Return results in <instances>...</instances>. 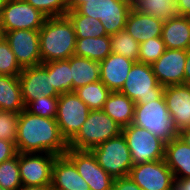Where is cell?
I'll return each instance as SVG.
<instances>
[{
	"label": "cell",
	"mask_w": 190,
	"mask_h": 190,
	"mask_svg": "<svg viewBox=\"0 0 190 190\" xmlns=\"http://www.w3.org/2000/svg\"><path fill=\"white\" fill-rule=\"evenodd\" d=\"M16 148L19 153L64 155L69 149L55 118H43L22 110L19 114Z\"/></svg>",
	"instance_id": "cell-1"
},
{
	"label": "cell",
	"mask_w": 190,
	"mask_h": 190,
	"mask_svg": "<svg viewBox=\"0 0 190 190\" xmlns=\"http://www.w3.org/2000/svg\"><path fill=\"white\" fill-rule=\"evenodd\" d=\"M42 63L67 60L74 55L76 34L67 16L47 18L39 30Z\"/></svg>",
	"instance_id": "cell-2"
},
{
	"label": "cell",
	"mask_w": 190,
	"mask_h": 190,
	"mask_svg": "<svg viewBox=\"0 0 190 190\" xmlns=\"http://www.w3.org/2000/svg\"><path fill=\"white\" fill-rule=\"evenodd\" d=\"M121 133L122 127L103 110H90L86 121L68 142V146L74 150H91Z\"/></svg>",
	"instance_id": "cell-3"
},
{
	"label": "cell",
	"mask_w": 190,
	"mask_h": 190,
	"mask_svg": "<svg viewBox=\"0 0 190 190\" xmlns=\"http://www.w3.org/2000/svg\"><path fill=\"white\" fill-rule=\"evenodd\" d=\"M132 124L147 129L165 143L177 136L163 96L149 103H135Z\"/></svg>",
	"instance_id": "cell-4"
},
{
	"label": "cell",
	"mask_w": 190,
	"mask_h": 190,
	"mask_svg": "<svg viewBox=\"0 0 190 190\" xmlns=\"http://www.w3.org/2000/svg\"><path fill=\"white\" fill-rule=\"evenodd\" d=\"M121 93L134 103H149L159 100L164 94V86L160 85L149 64L134 62Z\"/></svg>",
	"instance_id": "cell-5"
},
{
	"label": "cell",
	"mask_w": 190,
	"mask_h": 190,
	"mask_svg": "<svg viewBox=\"0 0 190 190\" xmlns=\"http://www.w3.org/2000/svg\"><path fill=\"white\" fill-rule=\"evenodd\" d=\"M98 164L113 179L129 176L133 166L131 152L123 134L109 139L90 150Z\"/></svg>",
	"instance_id": "cell-6"
},
{
	"label": "cell",
	"mask_w": 190,
	"mask_h": 190,
	"mask_svg": "<svg viewBox=\"0 0 190 190\" xmlns=\"http://www.w3.org/2000/svg\"><path fill=\"white\" fill-rule=\"evenodd\" d=\"M131 152L133 165L163 160L165 157V142L147 129L130 124L122 128Z\"/></svg>",
	"instance_id": "cell-7"
},
{
	"label": "cell",
	"mask_w": 190,
	"mask_h": 190,
	"mask_svg": "<svg viewBox=\"0 0 190 190\" xmlns=\"http://www.w3.org/2000/svg\"><path fill=\"white\" fill-rule=\"evenodd\" d=\"M131 7L119 0H84L75 10L100 20L108 35L125 29Z\"/></svg>",
	"instance_id": "cell-8"
},
{
	"label": "cell",
	"mask_w": 190,
	"mask_h": 190,
	"mask_svg": "<svg viewBox=\"0 0 190 190\" xmlns=\"http://www.w3.org/2000/svg\"><path fill=\"white\" fill-rule=\"evenodd\" d=\"M47 17L25 0H8L0 14V33L40 30Z\"/></svg>",
	"instance_id": "cell-9"
},
{
	"label": "cell",
	"mask_w": 190,
	"mask_h": 190,
	"mask_svg": "<svg viewBox=\"0 0 190 190\" xmlns=\"http://www.w3.org/2000/svg\"><path fill=\"white\" fill-rule=\"evenodd\" d=\"M89 112L88 106L75 92H67L58 96V108L55 119L62 136L67 142L78 133Z\"/></svg>",
	"instance_id": "cell-10"
},
{
	"label": "cell",
	"mask_w": 190,
	"mask_h": 190,
	"mask_svg": "<svg viewBox=\"0 0 190 190\" xmlns=\"http://www.w3.org/2000/svg\"><path fill=\"white\" fill-rule=\"evenodd\" d=\"M55 158L56 155L51 153L18 152V166L22 185L50 187Z\"/></svg>",
	"instance_id": "cell-11"
},
{
	"label": "cell",
	"mask_w": 190,
	"mask_h": 190,
	"mask_svg": "<svg viewBox=\"0 0 190 190\" xmlns=\"http://www.w3.org/2000/svg\"><path fill=\"white\" fill-rule=\"evenodd\" d=\"M129 177L142 190H172L176 182L164 159L133 165Z\"/></svg>",
	"instance_id": "cell-12"
},
{
	"label": "cell",
	"mask_w": 190,
	"mask_h": 190,
	"mask_svg": "<svg viewBox=\"0 0 190 190\" xmlns=\"http://www.w3.org/2000/svg\"><path fill=\"white\" fill-rule=\"evenodd\" d=\"M65 155L74 163L90 190H112L114 179L98 164L90 150L69 148Z\"/></svg>",
	"instance_id": "cell-13"
},
{
	"label": "cell",
	"mask_w": 190,
	"mask_h": 190,
	"mask_svg": "<svg viewBox=\"0 0 190 190\" xmlns=\"http://www.w3.org/2000/svg\"><path fill=\"white\" fill-rule=\"evenodd\" d=\"M8 42L22 68L42 64L39 45V30H13L0 33Z\"/></svg>",
	"instance_id": "cell-14"
},
{
	"label": "cell",
	"mask_w": 190,
	"mask_h": 190,
	"mask_svg": "<svg viewBox=\"0 0 190 190\" xmlns=\"http://www.w3.org/2000/svg\"><path fill=\"white\" fill-rule=\"evenodd\" d=\"M18 77L25 106L39 96H59L52 85L48 69L43 64L23 68Z\"/></svg>",
	"instance_id": "cell-15"
},
{
	"label": "cell",
	"mask_w": 190,
	"mask_h": 190,
	"mask_svg": "<svg viewBox=\"0 0 190 190\" xmlns=\"http://www.w3.org/2000/svg\"><path fill=\"white\" fill-rule=\"evenodd\" d=\"M187 51L181 49H166L165 52L151 64L153 73L162 86L184 84V66Z\"/></svg>",
	"instance_id": "cell-16"
},
{
	"label": "cell",
	"mask_w": 190,
	"mask_h": 190,
	"mask_svg": "<svg viewBox=\"0 0 190 190\" xmlns=\"http://www.w3.org/2000/svg\"><path fill=\"white\" fill-rule=\"evenodd\" d=\"M163 97L177 133L189 128L190 85L178 84L165 86Z\"/></svg>",
	"instance_id": "cell-17"
},
{
	"label": "cell",
	"mask_w": 190,
	"mask_h": 190,
	"mask_svg": "<svg viewBox=\"0 0 190 190\" xmlns=\"http://www.w3.org/2000/svg\"><path fill=\"white\" fill-rule=\"evenodd\" d=\"M51 190H90L74 163L64 154L56 156L52 166Z\"/></svg>",
	"instance_id": "cell-18"
},
{
	"label": "cell",
	"mask_w": 190,
	"mask_h": 190,
	"mask_svg": "<svg viewBox=\"0 0 190 190\" xmlns=\"http://www.w3.org/2000/svg\"><path fill=\"white\" fill-rule=\"evenodd\" d=\"M133 64V60L112 52L100 62V81L111 92L121 91Z\"/></svg>",
	"instance_id": "cell-19"
},
{
	"label": "cell",
	"mask_w": 190,
	"mask_h": 190,
	"mask_svg": "<svg viewBox=\"0 0 190 190\" xmlns=\"http://www.w3.org/2000/svg\"><path fill=\"white\" fill-rule=\"evenodd\" d=\"M164 21L132 8L125 29L137 41L143 43L150 38L161 37Z\"/></svg>",
	"instance_id": "cell-20"
},
{
	"label": "cell",
	"mask_w": 190,
	"mask_h": 190,
	"mask_svg": "<svg viewBox=\"0 0 190 190\" xmlns=\"http://www.w3.org/2000/svg\"><path fill=\"white\" fill-rule=\"evenodd\" d=\"M164 160L176 182L190 178V146L178 136L165 144Z\"/></svg>",
	"instance_id": "cell-21"
},
{
	"label": "cell",
	"mask_w": 190,
	"mask_h": 190,
	"mask_svg": "<svg viewBox=\"0 0 190 190\" xmlns=\"http://www.w3.org/2000/svg\"><path fill=\"white\" fill-rule=\"evenodd\" d=\"M161 38L166 49H190V21L187 16H175L164 21Z\"/></svg>",
	"instance_id": "cell-22"
},
{
	"label": "cell",
	"mask_w": 190,
	"mask_h": 190,
	"mask_svg": "<svg viewBox=\"0 0 190 190\" xmlns=\"http://www.w3.org/2000/svg\"><path fill=\"white\" fill-rule=\"evenodd\" d=\"M102 110L123 128L133 123L135 103L120 91L111 92Z\"/></svg>",
	"instance_id": "cell-23"
},
{
	"label": "cell",
	"mask_w": 190,
	"mask_h": 190,
	"mask_svg": "<svg viewBox=\"0 0 190 190\" xmlns=\"http://www.w3.org/2000/svg\"><path fill=\"white\" fill-rule=\"evenodd\" d=\"M0 109L15 113L25 109L18 76L0 75Z\"/></svg>",
	"instance_id": "cell-24"
},
{
	"label": "cell",
	"mask_w": 190,
	"mask_h": 190,
	"mask_svg": "<svg viewBox=\"0 0 190 190\" xmlns=\"http://www.w3.org/2000/svg\"><path fill=\"white\" fill-rule=\"evenodd\" d=\"M70 68L73 92L100 80V62L73 55L70 57Z\"/></svg>",
	"instance_id": "cell-25"
},
{
	"label": "cell",
	"mask_w": 190,
	"mask_h": 190,
	"mask_svg": "<svg viewBox=\"0 0 190 190\" xmlns=\"http://www.w3.org/2000/svg\"><path fill=\"white\" fill-rule=\"evenodd\" d=\"M112 53L110 35L76 38L74 55L101 62Z\"/></svg>",
	"instance_id": "cell-26"
},
{
	"label": "cell",
	"mask_w": 190,
	"mask_h": 190,
	"mask_svg": "<svg viewBox=\"0 0 190 190\" xmlns=\"http://www.w3.org/2000/svg\"><path fill=\"white\" fill-rule=\"evenodd\" d=\"M66 16L73 24L76 38L101 37L108 35L100 20L68 10Z\"/></svg>",
	"instance_id": "cell-27"
},
{
	"label": "cell",
	"mask_w": 190,
	"mask_h": 190,
	"mask_svg": "<svg viewBox=\"0 0 190 190\" xmlns=\"http://www.w3.org/2000/svg\"><path fill=\"white\" fill-rule=\"evenodd\" d=\"M42 64L48 69L52 85L59 95L67 92H73L70 58L67 60H59Z\"/></svg>",
	"instance_id": "cell-28"
},
{
	"label": "cell",
	"mask_w": 190,
	"mask_h": 190,
	"mask_svg": "<svg viewBox=\"0 0 190 190\" xmlns=\"http://www.w3.org/2000/svg\"><path fill=\"white\" fill-rule=\"evenodd\" d=\"M90 110H102L111 91L99 80L74 91Z\"/></svg>",
	"instance_id": "cell-29"
},
{
	"label": "cell",
	"mask_w": 190,
	"mask_h": 190,
	"mask_svg": "<svg viewBox=\"0 0 190 190\" xmlns=\"http://www.w3.org/2000/svg\"><path fill=\"white\" fill-rule=\"evenodd\" d=\"M136 8L162 21L177 16L175 0H136Z\"/></svg>",
	"instance_id": "cell-30"
},
{
	"label": "cell",
	"mask_w": 190,
	"mask_h": 190,
	"mask_svg": "<svg viewBox=\"0 0 190 190\" xmlns=\"http://www.w3.org/2000/svg\"><path fill=\"white\" fill-rule=\"evenodd\" d=\"M112 52L122 55L127 59L138 61L139 42H137L126 29L110 35Z\"/></svg>",
	"instance_id": "cell-31"
},
{
	"label": "cell",
	"mask_w": 190,
	"mask_h": 190,
	"mask_svg": "<svg viewBox=\"0 0 190 190\" xmlns=\"http://www.w3.org/2000/svg\"><path fill=\"white\" fill-rule=\"evenodd\" d=\"M21 186L17 154L0 164V187L5 190H18Z\"/></svg>",
	"instance_id": "cell-32"
},
{
	"label": "cell",
	"mask_w": 190,
	"mask_h": 190,
	"mask_svg": "<svg viewBox=\"0 0 190 190\" xmlns=\"http://www.w3.org/2000/svg\"><path fill=\"white\" fill-rule=\"evenodd\" d=\"M22 70L8 42L0 35V75L19 76Z\"/></svg>",
	"instance_id": "cell-33"
},
{
	"label": "cell",
	"mask_w": 190,
	"mask_h": 190,
	"mask_svg": "<svg viewBox=\"0 0 190 190\" xmlns=\"http://www.w3.org/2000/svg\"><path fill=\"white\" fill-rule=\"evenodd\" d=\"M57 108L58 96H39L25 106V110L43 118H56Z\"/></svg>",
	"instance_id": "cell-34"
},
{
	"label": "cell",
	"mask_w": 190,
	"mask_h": 190,
	"mask_svg": "<svg viewBox=\"0 0 190 190\" xmlns=\"http://www.w3.org/2000/svg\"><path fill=\"white\" fill-rule=\"evenodd\" d=\"M166 50L165 43L161 37L150 38L140 43L138 62L153 64Z\"/></svg>",
	"instance_id": "cell-35"
},
{
	"label": "cell",
	"mask_w": 190,
	"mask_h": 190,
	"mask_svg": "<svg viewBox=\"0 0 190 190\" xmlns=\"http://www.w3.org/2000/svg\"><path fill=\"white\" fill-rule=\"evenodd\" d=\"M47 18L66 16L69 10L67 0H25Z\"/></svg>",
	"instance_id": "cell-36"
},
{
	"label": "cell",
	"mask_w": 190,
	"mask_h": 190,
	"mask_svg": "<svg viewBox=\"0 0 190 190\" xmlns=\"http://www.w3.org/2000/svg\"><path fill=\"white\" fill-rule=\"evenodd\" d=\"M19 114L0 109V139L16 145Z\"/></svg>",
	"instance_id": "cell-37"
},
{
	"label": "cell",
	"mask_w": 190,
	"mask_h": 190,
	"mask_svg": "<svg viewBox=\"0 0 190 190\" xmlns=\"http://www.w3.org/2000/svg\"><path fill=\"white\" fill-rule=\"evenodd\" d=\"M17 154L18 151L14 143L0 139V164Z\"/></svg>",
	"instance_id": "cell-38"
},
{
	"label": "cell",
	"mask_w": 190,
	"mask_h": 190,
	"mask_svg": "<svg viewBox=\"0 0 190 190\" xmlns=\"http://www.w3.org/2000/svg\"><path fill=\"white\" fill-rule=\"evenodd\" d=\"M112 190H142L129 176L114 179Z\"/></svg>",
	"instance_id": "cell-39"
},
{
	"label": "cell",
	"mask_w": 190,
	"mask_h": 190,
	"mask_svg": "<svg viewBox=\"0 0 190 190\" xmlns=\"http://www.w3.org/2000/svg\"><path fill=\"white\" fill-rule=\"evenodd\" d=\"M175 6L179 16H187L190 13V0H175Z\"/></svg>",
	"instance_id": "cell-40"
},
{
	"label": "cell",
	"mask_w": 190,
	"mask_h": 190,
	"mask_svg": "<svg viewBox=\"0 0 190 190\" xmlns=\"http://www.w3.org/2000/svg\"><path fill=\"white\" fill-rule=\"evenodd\" d=\"M184 84L190 85V49L187 51V59L184 66Z\"/></svg>",
	"instance_id": "cell-41"
},
{
	"label": "cell",
	"mask_w": 190,
	"mask_h": 190,
	"mask_svg": "<svg viewBox=\"0 0 190 190\" xmlns=\"http://www.w3.org/2000/svg\"><path fill=\"white\" fill-rule=\"evenodd\" d=\"M172 190H190V178L175 182Z\"/></svg>",
	"instance_id": "cell-42"
},
{
	"label": "cell",
	"mask_w": 190,
	"mask_h": 190,
	"mask_svg": "<svg viewBox=\"0 0 190 190\" xmlns=\"http://www.w3.org/2000/svg\"><path fill=\"white\" fill-rule=\"evenodd\" d=\"M177 136L183 140L188 146H190V127L181 130L177 133Z\"/></svg>",
	"instance_id": "cell-43"
},
{
	"label": "cell",
	"mask_w": 190,
	"mask_h": 190,
	"mask_svg": "<svg viewBox=\"0 0 190 190\" xmlns=\"http://www.w3.org/2000/svg\"><path fill=\"white\" fill-rule=\"evenodd\" d=\"M18 190H51L50 187L22 185Z\"/></svg>",
	"instance_id": "cell-44"
},
{
	"label": "cell",
	"mask_w": 190,
	"mask_h": 190,
	"mask_svg": "<svg viewBox=\"0 0 190 190\" xmlns=\"http://www.w3.org/2000/svg\"><path fill=\"white\" fill-rule=\"evenodd\" d=\"M69 4V10H75L80 4L84 3V0H67Z\"/></svg>",
	"instance_id": "cell-45"
},
{
	"label": "cell",
	"mask_w": 190,
	"mask_h": 190,
	"mask_svg": "<svg viewBox=\"0 0 190 190\" xmlns=\"http://www.w3.org/2000/svg\"><path fill=\"white\" fill-rule=\"evenodd\" d=\"M119 1L127 4L131 8L136 7V0H119Z\"/></svg>",
	"instance_id": "cell-46"
},
{
	"label": "cell",
	"mask_w": 190,
	"mask_h": 190,
	"mask_svg": "<svg viewBox=\"0 0 190 190\" xmlns=\"http://www.w3.org/2000/svg\"><path fill=\"white\" fill-rule=\"evenodd\" d=\"M7 2H8V0H0V14H1L3 7L6 5Z\"/></svg>",
	"instance_id": "cell-47"
}]
</instances>
